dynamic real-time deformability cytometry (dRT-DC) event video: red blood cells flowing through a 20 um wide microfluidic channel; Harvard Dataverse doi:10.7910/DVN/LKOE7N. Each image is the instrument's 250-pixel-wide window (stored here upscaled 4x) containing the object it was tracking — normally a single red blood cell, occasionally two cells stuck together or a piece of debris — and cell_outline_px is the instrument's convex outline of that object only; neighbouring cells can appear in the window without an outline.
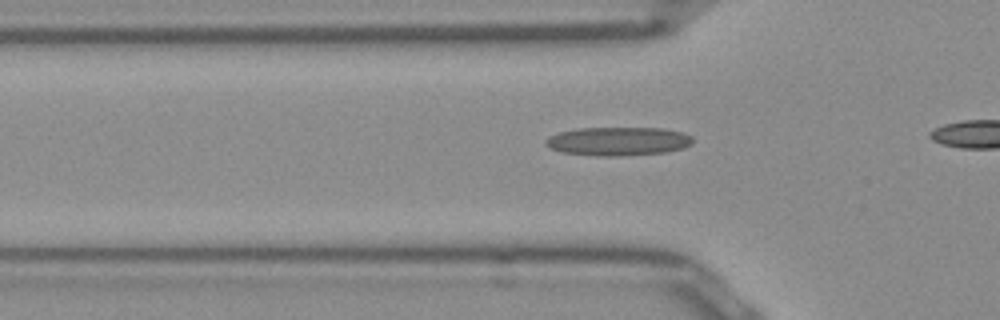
{"species": "Egyptian fruit bat (a non-hibernating species)", "species_latin": "Rousettus aegyptiacus", "temperature_condition": "room temperature", "stored_images_in_passage": 12, "camera_frame_rate_fps": 3000, "um_per_image_px": 0.085, "frame": {"image": 1, "passage_image": 6, "time_ms": 1.667, "image_size_px": [1000, 320], "cell_outline_px": [[692, 144], [680, 148], [664, 152], [620, 156], [596, 156], [560, 152], [544, 144], [544, 140], [548, 136], [560, 132], [580, 128], [664, 128], [684, 132], [692, 136]], "centroid_in_image_um": [52.52, 12.0], "position_along_channel_um": 73.3, "area_um2": 24.57}}
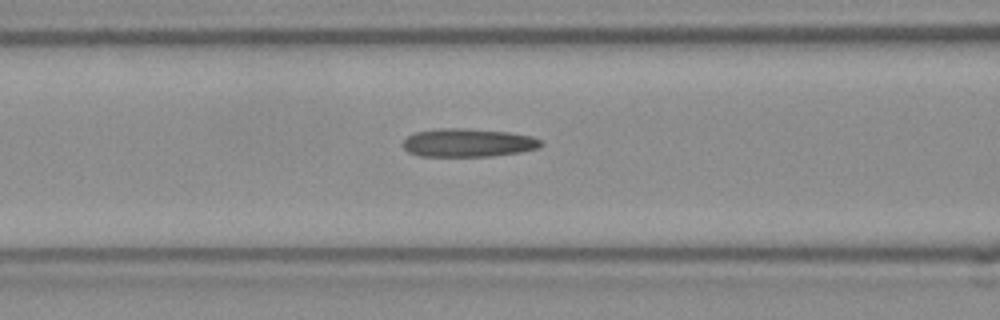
{"frame": {"image": 2, "passage_image": 10, "time_ms": 3.0, "image_size_px": [1000, 320], "cell_outline_px": [[544, 144], [540, 148], [520, 152], [492, 156], [420, 156], [408, 152], [404, 148], [404, 140], [408, 136], [416, 132], [440, 128], [464, 128], [508, 132], [532, 136], [540, 140]], "centroid_in_image_um": [39.81, 12.13], "position_along_channel_um": 126.8, "area_um2": 22.77}}